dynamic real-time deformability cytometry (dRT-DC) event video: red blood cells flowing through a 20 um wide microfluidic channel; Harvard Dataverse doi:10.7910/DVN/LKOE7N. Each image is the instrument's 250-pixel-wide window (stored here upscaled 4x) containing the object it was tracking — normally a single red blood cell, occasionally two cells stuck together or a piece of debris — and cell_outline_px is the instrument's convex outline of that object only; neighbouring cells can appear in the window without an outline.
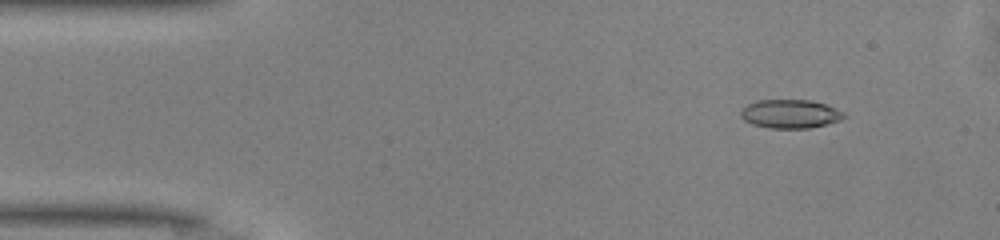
{"species": "common noctule bat (a hibernating species)", "species_latin": "Nyctalus noctula", "temperature_condition": "warm", "stored_images_in_passage": 45, "camera_frame_rate_fps": 3000, "um_per_image_px": 0.085, "animal": {"sex": "male", "body_mass_g": 13.0, "forearm_length_mm": 53.1}, "frame": {"image": 1, "passage_image": 2, "time_ms": 0.333, "image_size_px": [1000, 240], "cell_outline_px": [[848, 116], [840, 120], [808, 128], [768, 128], [752, 124], [744, 120], [740, 116], [740, 112], [748, 104], [760, 100], [812, 100], [836, 108], [844, 112]], "centroid_in_image_um": [67.18, 9.68], "position_along_channel_um": 17.8, "area_um2": 17.17}}
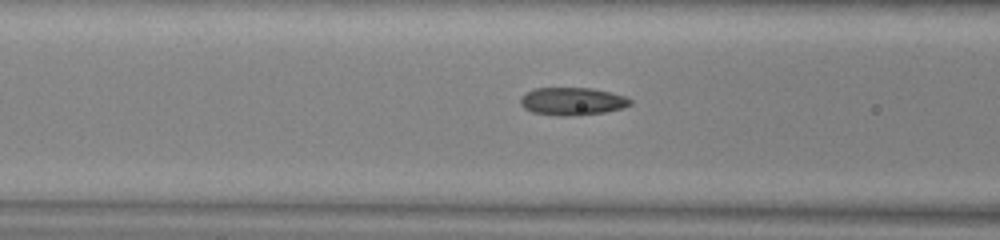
{"frame": {"image": 2, "passage_image": 15, "time_ms": 4.667, "image_size_px": [1000, 240], "cell_outline_px": [[632, 104], [620, 108], [604, 112], [576, 116], [560, 116], [532, 112], [524, 108], [520, 104], [520, 100], [524, 92], [536, 88], [592, 88], [624, 96], [632, 100]], "centroid_in_image_um": [48.6, 8.61], "position_along_channel_um": 118.0, "area_um2": 17.74}}
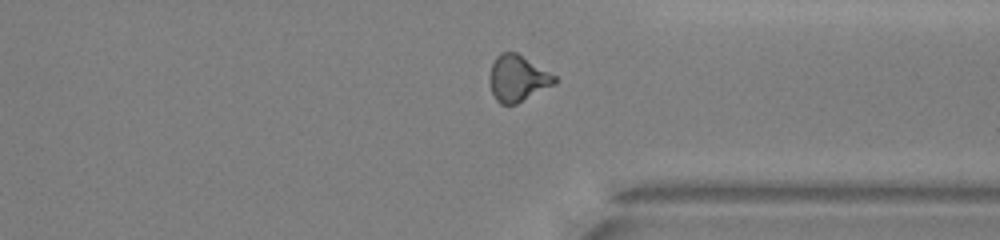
{"frame": {"image": 3, "passage_image": 33, "time_ms": 10.667, "image_size_px": [1000, 240], "cell_outline_px": [[560, 80], [556, 84], [516, 104], [500, 104], [496, 100], [492, 92], [488, 80], [488, 76], [492, 64], [496, 56], [500, 52], [516, 52], [556, 76]], "centroid_in_image_um": [44.0, 6.66], "position_along_channel_um": 367.4, "area_um2": 17.69}, "authors_computed_cell_mechanics": {"area_um2": 17.2822, "velocity_mm_per_s": 4.2026, "shape_relaxation_time_tau1_ms": 8.278, "shape_relaxation_time_tau2_ms": 1.5556, "deformation_change_tau1": 0.2214, "deformation_change_tau2": 0.0881}}